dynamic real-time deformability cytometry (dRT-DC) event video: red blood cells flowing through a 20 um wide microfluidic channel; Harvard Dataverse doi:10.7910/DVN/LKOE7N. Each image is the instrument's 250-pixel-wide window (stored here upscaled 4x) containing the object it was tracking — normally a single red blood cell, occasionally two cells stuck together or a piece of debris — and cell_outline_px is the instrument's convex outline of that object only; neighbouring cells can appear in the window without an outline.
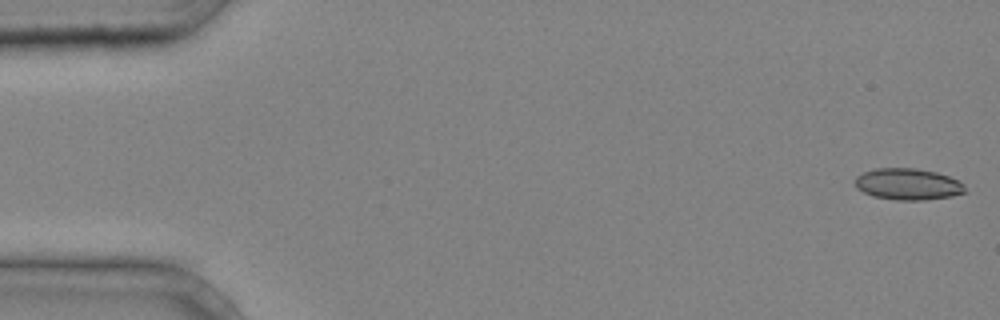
{"species": "common noctule bat (a hibernating species)", "species_latin": "Nyctalus noctula", "temperature_condition": "cold", "stored_images_in_passage": 41, "camera_frame_rate_fps": 3000, "um_per_image_px": 0.085, "animal": {"sex": "male", "body_mass_g": 20.4}, "frame": {"image": 1, "passage_image": 1, "time_ms": 0.0, "image_size_px": [1000, 320], "cell_outline_px": [[968, 192], [952, 196], [924, 200], [896, 200], [872, 196], [856, 188], [856, 176], [864, 172], [876, 168], [916, 168], [936, 172], [960, 180], [964, 184]], "centroid_in_image_um": [77.21, 15.66], "position_along_channel_um": 7.8, "area_um2": 20.35}}
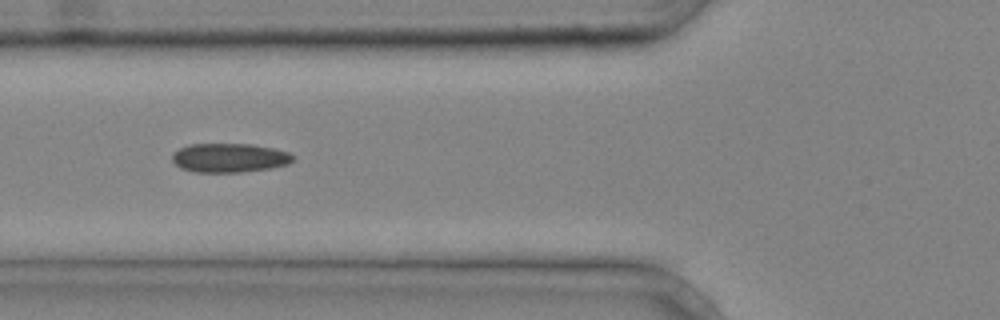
{"frame": {"image": 2, "passage_image": 16, "time_ms": 5.0, "image_size_px": [1000, 320], "cell_outline_px": [[296, 160], [288, 164], [272, 168], [240, 172], [196, 172], [180, 168], [172, 160], [172, 156], [180, 148], [188, 144], [252, 144], [272, 148], [288, 152], [296, 156]], "centroid_in_image_um": [19.55, 13.41], "position_along_channel_um": 106.3, "area_um2": 20.52}}
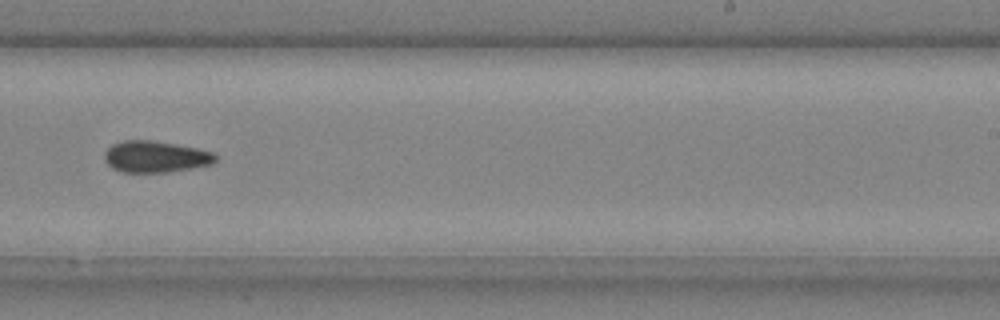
{"frame": {"image": 3, "passage_image": 27, "time_ms": 8.667, "image_size_px": [1000, 320], "cell_outline_px": [[216, 160], [212, 164], [168, 172], [120, 172], [112, 168], [104, 160], [104, 152], [112, 144], [124, 140], [152, 140], [176, 144], [196, 148], [212, 152], [216, 156]], "centroid_in_image_um": [13.18, 13.32], "position_along_channel_um": 275.8, "area_um2": 20.35}}